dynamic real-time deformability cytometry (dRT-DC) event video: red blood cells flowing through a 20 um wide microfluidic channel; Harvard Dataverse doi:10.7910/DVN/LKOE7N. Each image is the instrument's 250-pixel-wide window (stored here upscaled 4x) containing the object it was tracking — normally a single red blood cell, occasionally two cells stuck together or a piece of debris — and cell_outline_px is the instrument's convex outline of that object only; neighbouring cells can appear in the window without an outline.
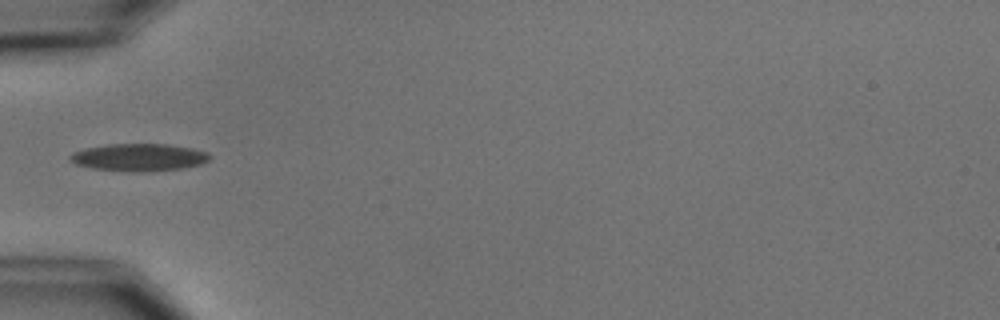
{"species": "common noctule bat (a hibernating species)", "species_latin": "Nyctalus noctula", "temperature_condition": "cold", "stored_images_in_passage": 5, "camera_frame_rate_fps": 3000, "um_per_image_px": 0.085, "animal": {"sex": "male", "body_mass_g": 15.6}, "frame": {"image": 1, "passage_image": 5, "time_ms": 5.333, "image_size_px": [1000, 320], "cell_outline_px": [[212, 156], [204, 164], [184, 168], [144, 172], [136, 172], [92, 168], [76, 164], [68, 160], [68, 156], [72, 152], [88, 148], [108, 144], [164, 144], [192, 148], [208, 152]], "centroid_in_image_um": [11.84, 13.38], "position_along_channel_um": 73.2, "area_um2": 22.43}}